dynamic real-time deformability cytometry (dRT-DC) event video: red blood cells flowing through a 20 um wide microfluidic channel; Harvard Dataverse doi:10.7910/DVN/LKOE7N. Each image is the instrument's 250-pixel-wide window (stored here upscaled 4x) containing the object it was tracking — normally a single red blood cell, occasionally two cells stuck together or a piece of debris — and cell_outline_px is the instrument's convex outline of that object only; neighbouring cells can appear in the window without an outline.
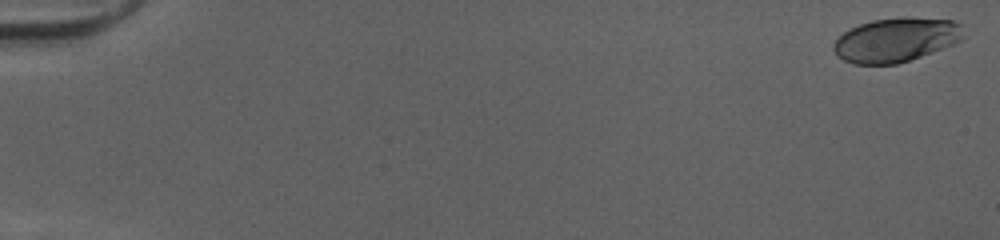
{"species": "human", "species_latin": "Homo sapiens", "temperature_condition": "cold", "stored_images_in_passage": 52, "camera_frame_rate_fps": 3000, "um_per_image_px": 0.085, "donor": {"sex": "female"}, "frame": {"image": 1, "passage_image": 1, "time_ms": 0.0, "image_size_px": [1000, 240], "cell_outline_px": [[964, 36], [960, 40], [952, 44], [920, 56], [896, 64], [852, 64], [836, 56], [832, 48], [832, 44], [844, 32], [860, 24], [872, 20], [904, 16], [952, 20], [964, 24]], "centroid_in_image_um": [76.16, 3.37], "position_along_channel_um": 8.8, "area_um2": 33.52}}
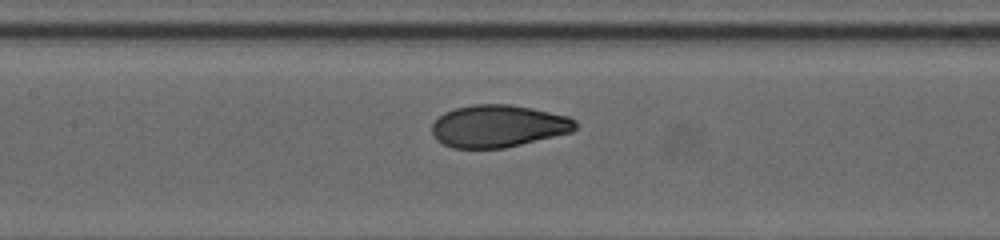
{"frame": {"image": 2, "passage_image": 26, "time_ms": 8.333, "image_size_px": [1000, 240], "cell_outline_px": [[576, 128], [572, 132], [504, 148], [452, 148], [436, 140], [432, 132], [432, 124], [444, 112], [456, 108], [472, 104], [508, 104], [532, 108], [568, 116], [576, 120]], "centroid_in_image_um": [42.34, 10.71], "position_along_channel_um": 165.1, "area_um2": 35.32}}
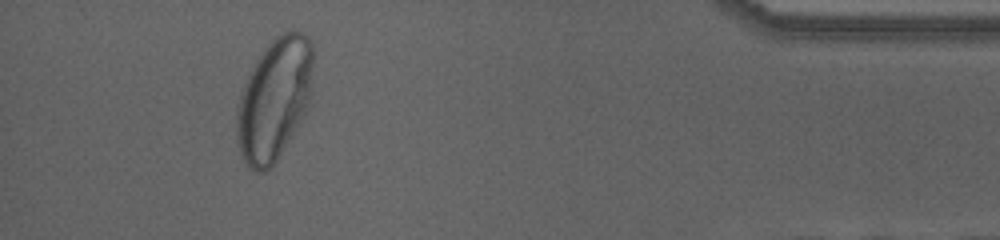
{"frame": {"image": 3, "passage_image": 48, "time_ms": 15.667, "image_size_px": [1000, 240], "cell_outline_px": [[316, 56], [308, 100], [304, 116], [272, 168], [264, 172], [256, 172], [240, 156], [236, 144], [236, 104], [240, 92], [256, 60], [264, 48], [276, 36], [284, 32], [304, 32], [308, 36], [312, 44]], "centroid_in_image_um": [23.31, 8.43], "position_along_channel_um": 411.9, "area_um2": 54.97}, "authors_computed_cell_mechanics": {"area_um2": 35.3447, "velocity_mm_per_s": 4.0369, "shape_relaxation_time_tau1_ms": 4.6132, "shape_relaxation_time_tau2_ms": null, "deformation_change_tau1": 0.2149, "deformation_change_tau2": null}}